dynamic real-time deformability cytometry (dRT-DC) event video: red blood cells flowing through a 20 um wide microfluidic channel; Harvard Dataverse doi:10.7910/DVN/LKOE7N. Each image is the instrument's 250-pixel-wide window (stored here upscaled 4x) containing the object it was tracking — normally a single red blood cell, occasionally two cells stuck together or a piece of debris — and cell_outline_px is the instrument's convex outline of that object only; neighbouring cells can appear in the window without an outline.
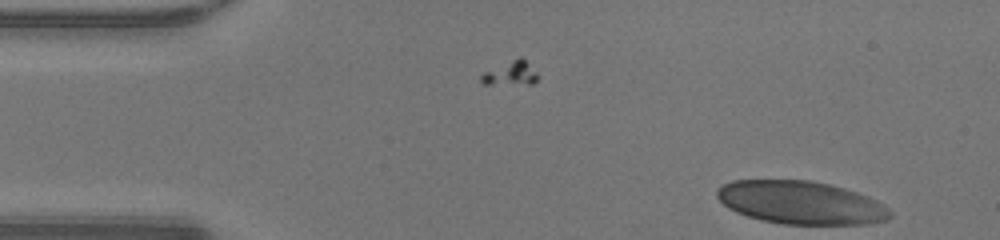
{"species": "human", "species_latin": "Homo sapiens", "temperature_condition": "warm", "stored_images_in_passage": 6, "camera_frame_rate_fps": 3000, "um_per_image_px": 0.085, "donor": {"sex": "male"}, "frame": {"image": 1, "passage_image": 6, "time_ms": 1.667, "image_size_px": [1000, 240], "cell_outline_px": [[892, 216], [888, 220], [868, 224], [780, 224], [760, 220], [736, 212], [728, 208], [716, 196], [716, 192], [720, 184], [732, 180], [812, 180], [844, 188], [868, 196], [884, 204], [892, 212]], "centroid_in_image_um": [68.07, 17.22], "position_along_channel_um": 16.9, "area_um2": 43.75}}